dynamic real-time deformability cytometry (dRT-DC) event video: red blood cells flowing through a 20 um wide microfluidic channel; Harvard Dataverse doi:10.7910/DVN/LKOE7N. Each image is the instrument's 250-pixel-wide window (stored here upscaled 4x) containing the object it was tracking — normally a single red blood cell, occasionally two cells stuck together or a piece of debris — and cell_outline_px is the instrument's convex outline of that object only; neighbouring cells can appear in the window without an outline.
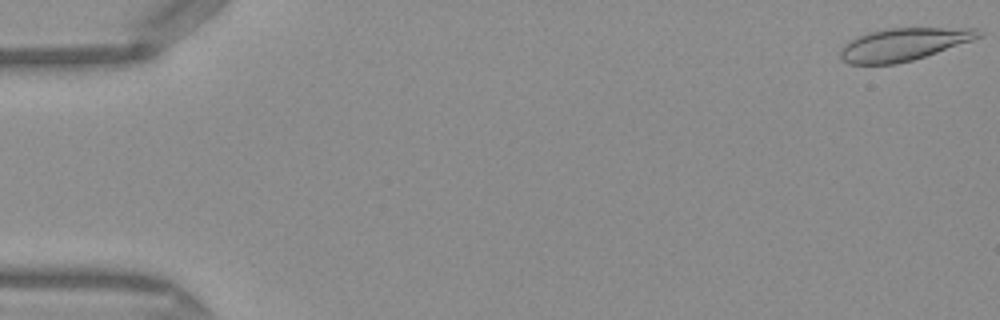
{"species": "Egyptian fruit bat (a non-hibernating species)", "species_latin": "Rousettus aegyptiacus", "temperature_condition": "warm", "stored_images_in_passage": 50, "camera_frame_rate_fps": 3000, "um_per_image_px": 0.085, "frame": {"image": 1, "passage_image": 1, "time_ms": 0.0, "image_size_px": [1000, 320], "cell_outline_px": [[984, 36], [912, 60], [896, 64], [848, 64], [840, 56], [840, 52], [844, 44], [856, 36], [868, 32], [888, 28], [976, 28]], "centroid_in_image_um": [76.77, 3.76], "position_along_channel_um": 8.2, "area_um2": 26.01}}
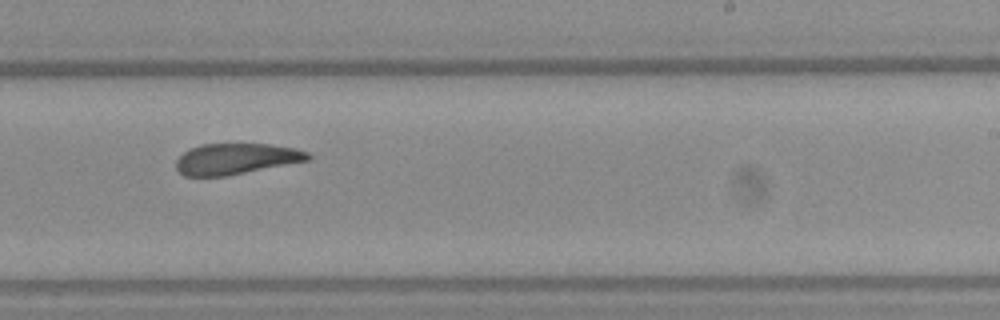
{"frame": {"image": 2, "passage_image": 31, "time_ms": 10.0, "image_size_px": [1000, 320], "cell_outline_px": [[312, 156], [308, 160], [228, 176], [184, 176], [176, 168], [176, 160], [184, 152], [200, 144], [268, 144], [296, 148], [308, 152]], "centroid_in_image_um": [20.06, 13.5], "position_along_channel_um": 268.9, "area_um2": 23.7}}
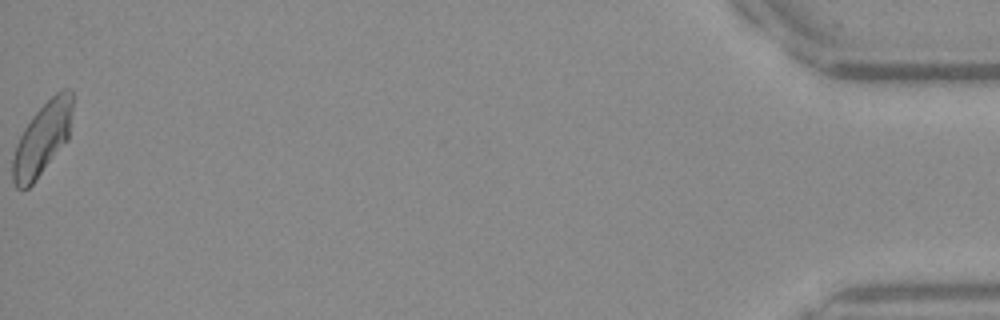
{"frame": {"image": 3, "passage_image": 50, "time_ms": 16.333, "image_size_px": [1000, 320], "cell_outline_px": [[72, 108], [68, 140], [36, 180], [28, 188], [16, 188], [12, 180], [12, 160], [16, 144], [24, 128], [32, 116], [56, 92], [64, 88], [72, 88]], "centroid_in_image_um": [3.59, 11.8], "position_along_channel_um": 431.6, "area_um2": 25.2}, "authors_computed_cell_mechanics": {"area_um2": 25.4609, "velocity_mm_per_s": 4.1163, "shape_relaxation_time_tau1_ms": 9.8353, "shape_relaxation_time_tau2_ms": 3.2558, "deformation_change_tau1": 0.2463, "deformation_change_tau2": 0.1055}}